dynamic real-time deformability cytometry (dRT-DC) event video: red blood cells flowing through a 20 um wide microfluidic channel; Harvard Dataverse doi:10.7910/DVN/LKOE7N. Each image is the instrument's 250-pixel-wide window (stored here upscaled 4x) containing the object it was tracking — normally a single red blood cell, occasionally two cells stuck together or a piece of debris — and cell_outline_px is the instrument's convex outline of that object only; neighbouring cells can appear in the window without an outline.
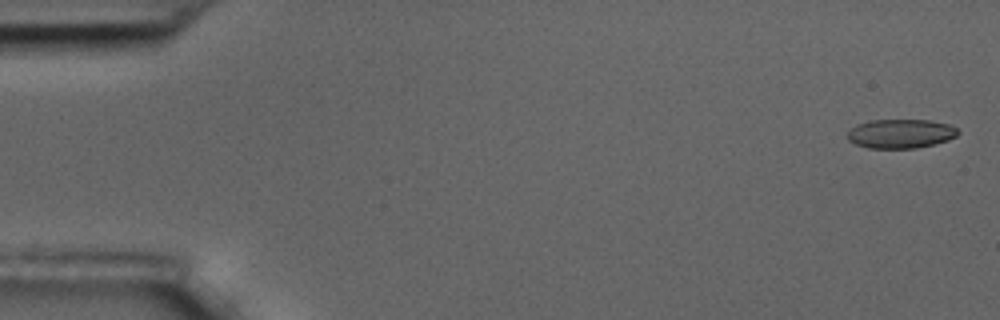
{"species": "common noctule bat (a hibernating species)", "species_latin": "Nyctalus noctula", "temperature_condition": "room temperature", "stored_images_in_passage": 58, "camera_frame_rate_fps": 3000, "um_per_image_px": 0.085, "animal": {"sex": "male", "body_mass_g": 17.5, "forearm_length_mm": 52.3}, "frame": {"image": 1, "passage_image": 2, "time_ms": 0.333, "image_size_px": [1000, 320], "cell_outline_px": [[960, 132], [956, 136], [948, 140], [916, 148], [868, 148], [856, 144], [848, 140], [848, 128], [856, 124], [872, 120], [928, 120], [948, 124], [956, 128]], "centroid_in_image_um": [76.52, 11.36], "position_along_channel_um": 8.5, "area_um2": 18.73}}
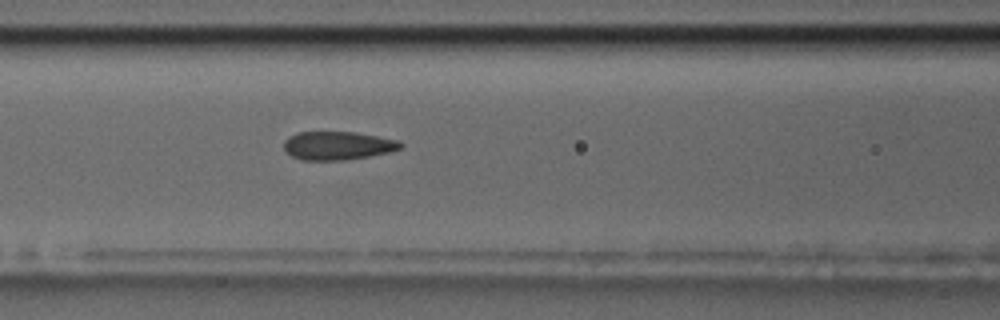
{"frame": {"image": 2, "passage_image": 25, "time_ms": 8.0, "image_size_px": [1000, 320], "cell_outline_px": [[404, 144], [400, 148], [388, 152], [368, 156], [344, 160], [304, 160], [292, 156], [284, 152], [284, 140], [288, 136], [296, 132], [356, 132], [400, 140]], "centroid_in_image_um": [28.68, 12.37], "position_along_channel_um": 137.9, "area_um2": 19.42}}
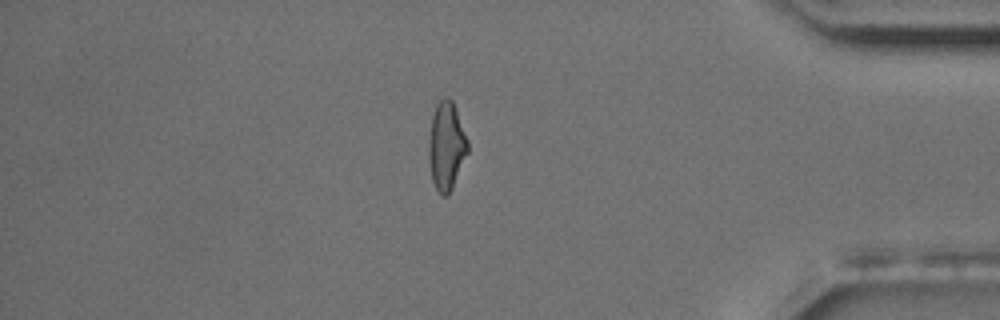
{"frame": {"image": 3, "passage_image": 50, "time_ms": 16.333, "image_size_px": [1000, 320], "cell_outline_px": [[468, 152], [452, 188], [444, 196], [440, 196], [432, 180], [428, 160], [428, 140], [432, 116], [436, 104], [444, 96], [448, 96], [452, 100], [468, 140]], "centroid_in_image_um": [37.92, 12.39], "position_along_channel_um": 397.3, "area_um2": 20.06}, "authors_computed_cell_mechanics": {"area_um2": 19.9988, "velocity_mm_per_s": 3.499, "shape_relaxation_time_tau1_ms": 9.6117, "shape_relaxation_time_tau2_ms": 1.9143, "deformation_change_tau1": 0.1806, "deformation_change_tau2": 0.0701}}